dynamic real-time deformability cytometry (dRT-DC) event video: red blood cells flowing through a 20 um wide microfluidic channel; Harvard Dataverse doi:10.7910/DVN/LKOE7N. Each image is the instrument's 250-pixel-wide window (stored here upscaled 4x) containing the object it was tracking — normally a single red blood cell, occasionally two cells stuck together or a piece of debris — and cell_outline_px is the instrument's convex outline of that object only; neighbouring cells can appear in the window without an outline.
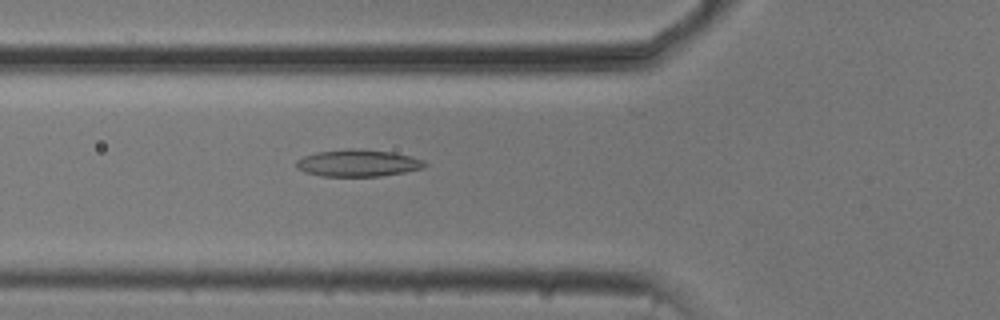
{"species": "common noctule bat (a hibernating species)", "species_latin": "Nyctalus noctula", "temperature_condition": "cold", "stored_images_in_passage": 53, "camera_frame_rate_fps": 3000, "um_per_image_px": 0.085, "animal": {"sex": "male", "body_mass_g": 20.5, "forearm_length_mm": 52.5}, "frame": {"image": 1, "passage_image": 19, "time_ms": 6.0, "image_size_px": [1000, 320], "cell_outline_px": [[428, 164], [424, 168], [404, 172], [380, 176], [320, 176], [304, 172], [296, 168], [296, 160], [304, 156], [316, 152], [348, 148], [364, 148], [392, 152], [412, 156], [424, 160]], "centroid_in_image_um": [30.43, 13.85], "position_along_channel_um": 95.4, "area_um2": 20.52}}
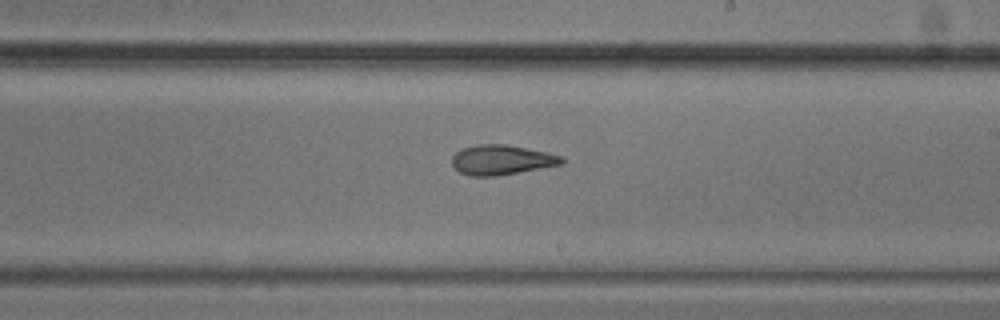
{"frame": {"image": 2, "passage_image": 31, "time_ms": 10.0, "image_size_px": [1000, 320], "cell_outline_px": [[564, 160], [560, 164], [496, 176], [468, 176], [460, 172], [452, 164], [452, 156], [460, 148], [476, 144], [508, 144], [564, 156]], "centroid_in_image_um": [42.58, 13.57], "position_along_channel_um": 246.4, "area_um2": 19.02}}
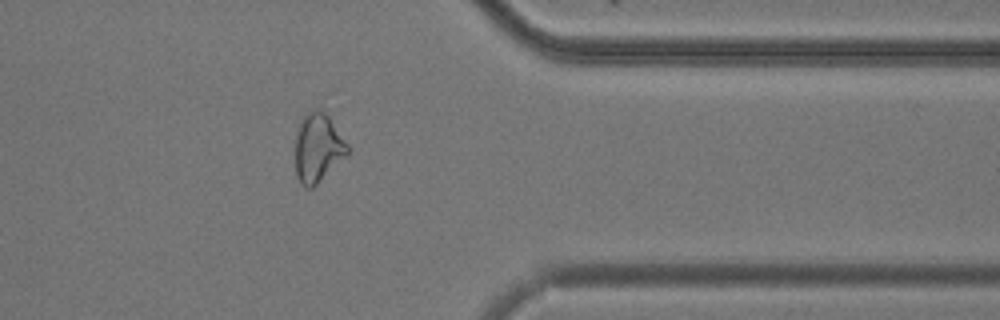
{"frame": {"image": 3, "passage_image": 43, "time_ms": 14.0, "image_size_px": [1000, 320], "cell_outline_px": [[352, 148], [348, 156], [312, 188], [308, 188], [300, 184], [296, 176], [296, 136], [304, 112], [316, 108], [320, 108], [328, 116]], "centroid_in_image_um": [27.06, 12.56], "position_along_channel_um": 384.3, "area_um2": 21.33}, "authors_computed_cell_mechanics": {"area_um2": 20.8658, "velocity_mm_per_s": 3.751, "shape_relaxation_time_tau1_ms": null, "shape_relaxation_time_tau2_ms": 2.792, "deformation_change_tau1": null, "deformation_change_tau2": 0.1034}}